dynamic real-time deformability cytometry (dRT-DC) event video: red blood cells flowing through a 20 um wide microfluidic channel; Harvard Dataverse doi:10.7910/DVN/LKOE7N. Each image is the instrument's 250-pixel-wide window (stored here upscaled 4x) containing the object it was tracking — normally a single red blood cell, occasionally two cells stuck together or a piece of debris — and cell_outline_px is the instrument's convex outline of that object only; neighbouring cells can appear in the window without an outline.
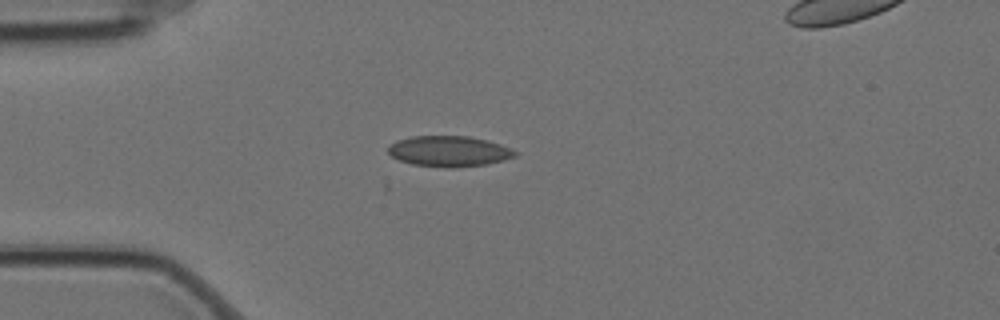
{"species": "Egyptian fruit bat (a non-hibernating species)", "species_latin": "Rousettus aegyptiacus", "temperature_condition": "cold", "stored_images_in_passage": 5, "camera_frame_rate_fps": 3000, "um_per_image_px": 0.085, "animal": {"sex": "female"}, "frame": {"image": 1, "passage_image": 3, "time_ms": 0.667, "image_size_px": [1000, 320], "cell_outline_px": [[520, 152], [516, 156], [504, 160], [484, 164], [452, 168], [448, 168], [412, 164], [400, 160], [392, 156], [388, 152], [388, 148], [396, 140], [412, 136], [468, 136], [500, 144]], "centroid_in_image_um": [38.18, 12.85], "position_along_channel_um": 46.8, "area_um2": 22.54}}
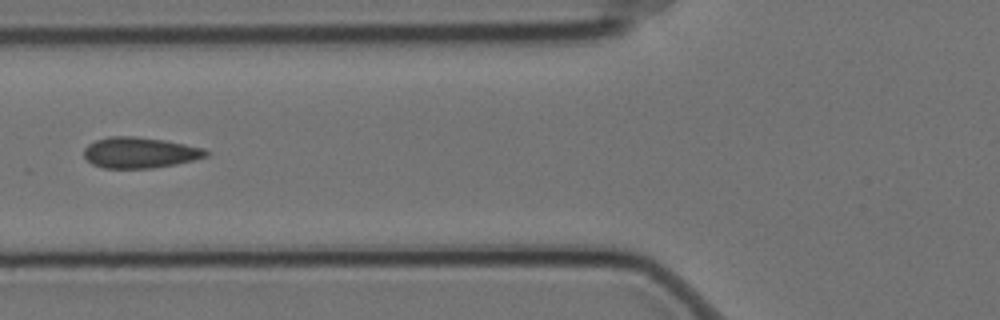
{"frame": {"image": 2, "passage_image": 5, "time_ms": 1.333, "image_size_px": [1000, 320], "cell_outline_px": [[212, 152], [208, 156], [176, 164], [152, 168], [104, 168], [92, 164], [84, 156], [84, 148], [88, 144], [96, 140], [108, 136], [136, 136], [164, 140], [204, 148]], "centroid_in_image_um": [11.89, 12.97], "position_along_channel_um": 113.9, "area_um2": 22.02}}